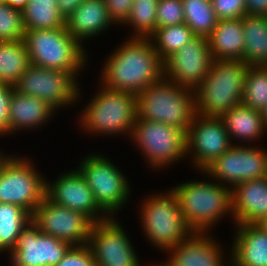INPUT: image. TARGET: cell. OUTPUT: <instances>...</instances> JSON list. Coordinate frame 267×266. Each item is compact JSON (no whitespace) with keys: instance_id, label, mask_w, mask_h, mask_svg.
Segmentation results:
<instances>
[{"instance_id":"484cf974","label":"cell","mask_w":267,"mask_h":266,"mask_svg":"<svg viewBox=\"0 0 267 266\" xmlns=\"http://www.w3.org/2000/svg\"><path fill=\"white\" fill-rule=\"evenodd\" d=\"M244 61L249 66H267V16L242 17Z\"/></svg>"},{"instance_id":"8d00e7d4","label":"cell","mask_w":267,"mask_h":266,"mask_svg":"<svg viewBox=\"0 0 267 266\" xmlns=\"http://www.w3.org/2000/svg\"><path fill=\"white\" fill-rule=\"evenodd\" d=\"M218 20L242 18L247 15L245 0H211Z\"/></svg>"},{"instance_id":"d590c367","label":"cell","mask_w":267,"mask_h":266,"mask_svg":"<svg viewBox=\"0 0 267 266\" xmlns=\"http://www.w3.org/2000/svg\"><path fill=\"white\" fill-rule=\"evenodd\" d=\"M56 266H97L90 247L71 246L63 259Z\"/></svg>"},{"instance_id":"4fadbf2b","label":"cell","mask_w":267,"mask_h":266,"mask_svg":"<svg viewBox=\"0 0 267 266\" xmlns=\"http://www.w3.org/2000/svg\"><path fill=\"white\" fill-rule=\"evenodd\" d=\"M31 221L45 234L71 246L88 244L94 222L81 212L51 202L46 196L35 208Z\"/></svg>"},{"instance_id":"d4e9b609","label":"cell","mask_w":267,"mask_h":266,"mask_svg":"<svg viewBox=\"0 0 267 266\" xmlns=\"http://www.w3.org/2000/svg\"><path fill=\"white\" fill-rule=\"evenodd\" d=\"M207 40L213 59L244 60L242 18L218 20Z\"/></svg>"},{"instance_id":"4316f807","label":"cell","mask_w":267,"mask_h":266,"mask_svg":"<svg viewBox=\"0 0 267 266\" xmlns=\"http://www.w3.org/2000/svg\"><path fill=\"white\" fill-rule=\"evenodd\" d=\"M30 65L24 39L0 41V84L15 86Z\"/></svg>"},{"instance_id":"5b68a950","label":"cell","mask_w":267,"mask_h":266,"mask_svg":"<svg viewBox=\"0 0 267 266\" xmlns=\"http://www.w3.org/2000/svg\"><path fill=\"white\" fill-rule=\"evenodd\" d=\"M195 114L194 90L164 77L137 95V118L143 120L164 123L187 133Z\"/></svg>"},{"instance_id":"5bb4252c","label":"cell","mask_w":267,"mask_h":266,"mask_svg":"<svg viewBox=\"0 0 267 266\" xmlns=\"http://www.w3.org/2000/svg\"><path fill=\"white\" fill-rule=\"evenodd\" d=\"M117 218L93 224L88 246L97 266H142L126 230Z\"/></svg>"},{"instance_id":"f6af8a7d","label":"cell","mask_w":267,"mask_h":266,"mask_svg":"<svg viewBox=\"0 0 267 266\" xmlns=\"http://www.w3.org/2000/svg\"><path fill=\"white\" fill-rule=\"evenodd\" d=\"M5 154V155H4ZM8 154L6 153H3L1 150H0V164L3 162V160L5 159V157L7 156Z\"/></svg>"},{"instance_id":"60d3db41","label":"cell","mask_w":267,"mask_h":266,"mask_svg":"<svg viewBox=\"0 0 267 266\" xmlns=\"http://www.w3.org/2000/svg\"><path fill=\"white\" fill-rule=\"evenodd\" d=\"M84 0H57L59 12L68 17Z\"/></svg>"},{"instance_id":"ba28073f","label":"cell","mask_w":267,"mask_h":266,"mask_svg":"<svg viewBox=\"0 0 267 266\" xmlns=\"http://www.w3.org/2000/svg\"><path fill=\"white\" fill-rule=\"evenodd\" d=\"M129 139L154 171L165 170L187 156L186 132L164 123L136 118Z\"/></svg>"},{"instance_id":"7a4b0ae2","label":"cell","mask_w":267,"mask_h":266,"mask_svg":"<svg viewBox=\"0 0 267 266\" xmlns=\"http://www.w3.org/2000/svg\"><path fill=\"white\" fill-rule=\"evenodd\" d=\"M207 176L208 181L191 180L171 188L187 226L197 233H210L222 218H232L231 189Z\"/></svg>"},{"instance_id":"83f0119b","label":"cell","mask_w":267,"mask_h":266,"mask_svg":"<svg viewBox=\"0 0 267 266\" xmlns=\"http://www.w3.org/2000/svg\"><path fill=\"white\" fill-rule=\"evenodd\" d=\"M22 16L26 30L65 27V17L59 12L57 0H29Z\"/></svg>"},{"instance_id":"9c48e42d","label":"cell","mask_w":267,"mask_h":266,"mask_svg":"<svg viewBox=\"0 0 267 266\" xmlns=\"http://www.w3.org/2000/svg\"><path fill=\"white\" fill-rule=\"evenodd\" d=\"M80 160L78 171L94 194L99 207L109 216L117 217L130 200L131 190L127 176L109 160L98 153L87 154Z\"/></svg>"},{"instance_id":"f1b7e54d","label":"cell","mask_w":267,"mask_h":266,"mask_svg":"<svg viewBox=\"0 0 267 266\" xmlns=\"http://www.w3.org/2000/svg\"><path fill=\"white\" fill-rule=\"evenodd\" d=\"M31 221V214L18 205L0 203V254L10 252L17 237Z\"/></svg>"},{"instance_id":"b9f144b4","label":"cell","mask_w":267,"mask_h":266,"mask_svg":"<svg viewBox=\"0 0 267 266\" xmlns=\"http://www.w3.org/2000/svg\"><path fill=\"white\" fill-rule=\"evenodd\" d=\"M29 0H3V2L7 3L14 9L22 11L27 5Z\"/></svg>"},{"instance_id":"8992f818","label":"cell","mask_w":267,"mask_h":266,"mask_svg":"<svg viewBox=\"0 0 267 266\" xmlns=\"http://www.w3.org/2000/svg\"><path fill=\"white\" fill-rule=\"evenodd\" d=\"M24 41L30 64L77 75L88 64L85 44L75 40L66 27L26 30Z\"/></svg>"},{"instance_id":"e0dca14e","label":"cell","mask_w":267,"mask_h":266,"mask_svg":"<svg viewBox=\"0 0 267 266\" xmlns=\"http://www.w3.org/2000/svg\"><path fill=\"white\" fill-rule=\"evenodd\" d=\"M70 247L69 243L42 233L30 221L8 254L9 266H56Z\"/></svg>"},{"instance_id":"4dcf8cb0","label":"cell","mask_w":267,"mask_h":266,"mask_svg":"<svg viewBox=\"0 0 267 266\" xmlns=\"http://www.w3.org/2000/svg\"><path fill=\"white\" fill-rule=\"evenodd\" d=\"M195 37L185 23L158 28L150 37L160 59L164 62L173 53L180 50Z\"/></svg>"},{"instance_id":"f546056e","label":"cell","mask_w":267,"mask_h":266,"mask_svg":"<svg viewBox=\"0 0 267 266\" xmlns=\"http://www.w3.org/2000/svg\"><path fill=\"white\" fill-rule=\"evenodd\" d=\"M182 3L184 23L195 36L208 38L218 23L211 0H182Z\"/></svg>"},{"instance_id":"6da1fadb","label":"cell","mask_w":267,"mask_h":266,"mask_svg":"<svg viewBox=\"0 0 267 266\" xmlns=\"http://www.w3.org/2000/svg\"><path fill=\"white\" fill-rule=\"evenodd\" d=\"M123 43L102 65L99 84L107 89L138 95L164 77V64L150 38L126 37Z\"/></svg>"},{"instance_id":"e575fe53","label":"cell","mask_w":267,"mask_h":266,"mask_svg":"<svg viewBox=\"0 0 267 266\" xmlns=\"http://www.w3.org/2000/svg\"><path fill=\"white\" fill-rule=\"evenodd\" d=\"M184 23L182 0H158L156 27L163 28Z\"/></svg>"},{"instance_id":"603a6c76","label":"cell","mask_w":267,"mask_h":266,"mask_svg":"<svg viewBox=\"0 0 267 266\" xmlns=\"http://www.w3.org/2000/svg\"><path fill=\"white\" fill-rule=\"evenodd\" d=\"M56 110L39 98L13 90L9 108L10 134L45 126Z\"/></svg>"},{"instance_id":"ffe728a7","label":"cell","mask_w":267,"mask_h":266,"mask_svg":"<svg viewBox=\"0 0 267 266\" xmlns=\"http://www.w3.org/2000/svg\"><path fill=\"white\" fill-rule=\"evenodd\" d=\"M232 219L236 224H256L267 216L266 177L241 182L231 190Z\"/></svg>"},{"instance_id":"74e56055","label":"cell","mask_w":267,"mask_h":266,"mask_svg":"<svg viewBox=\"0 0 267 266\" xmlns=\"http://www.w3.org/2000/svg\"><path fill=\"white\" fill-rule=\"evenodd\" d=\"M14 86L0 84V136L10 135L9 108Z\"/></svg>"},{"instance_id":"cb8c5ba5","label":"cell","mask_w":267,"mask_h":266,"mask_svg":"<svg viewBox=\"0 0 267 266\" xmlns=\"http://www.w3.org/2000/svg\"><path fill=\"white\" fill-rule=\"evenodd\" d=\"M225 128L229 133L231 142L238 140L237 145H253L262 139L263 134H267L264 125L262 111L252 109L244 104H239L231 108L222 117ZM242 142V143H241Z\"/></svg>"},{"instance_id":"ab89813d","label":"cell","mask_w":267,"mask_h":266,"mask_svg":"<svg viewBox=\"0 0 267 266\" xmlns=\"http://www.w3.org/2000/svg\"><path fill=\"white\" fill-rule=\"evenodd\" d=\"M247 15L267 16V0H245Z\"/></svg>"},{"instance_id":"7bdbcfd3","label":"cell","mask_w":267,"mask_h":266,"mask_svg":"<svg viewBox=\"0 0 267 266\" xmlns=\"http://www.w3.org/2000/svg\"><path fill=\"white\" fill-rule=\"evenodd\" d=\"M263 231L267 232V216L262 218L258 223H256Z\"/></svg>"},{"instance_id":"ee69618b","label":"cell","mask_w":267,"mask_h":266,"mask_svg":"<svg viewBox=\"0 0 267 266\" xmlns=\"http://www.w3.org/2000/svg\"><path fill=\"white\" fill-rule=\"evenodd\" d=\"M262 117L264 120L265 128L267 129V104H266L265 108L262 110Z\"/></svg>"},{"instance_id":"d6986e66","label":"cell","mask_w":267,"mask_h":266,"mask_svg":"<svg viewBox=\"0 0 267 266\" xmlns=\"http://www.w3.org/2000/svg\"><path fill=\"white\" fill-rule=\"evenodd\" d=\"M211 233L193 232L186 240L166 251L170 255L164 263L167 266H231V254L227 255V260L224 248L213 234L210 236Z\"/></svg>"},{"instance_id":"836d02e7","label":"cell","mask_w":267,"mask_h":266,"mask_svg":"<svg viewBox=\"0 0 267 266\" xmlns=\"http://www.w3.org/2000/svg\"><path fill=\"white\" fill-rule=\"evenodd\" d=\"M25 33L22 11L0 1V41H18Z\"/></svg>"},{"instance_id":"2e32d148","label":"cell","mask_w":267,"mask_h":266,"mask_svg":"<svg viewBox=\"0 0 267 266\" xmlns=\"http://www.w3.org/2000/svg\"><path fill=\"white\" fill-rule=\"evenodd\" d=\"M213 57L208 40L195 36L164 62V78L195 90L209 73Z\"/></svg>"},{"instance_id":"d6a6232c","label":"cell","mask_w":267,"mask_h":266,"mask_svg":"<svg viewBox=\"0 0 267 266\" xmlns=\"http://www.w3.org/2000/svg\"><path fill=\"white\" fill-rule=\"evenodd\" d=\"M242 104L262 111L267 104V66H249Z\"/></svg>"},{"instance_id":"52a82bcc","label":"cell","mask_w":267,"mask_h":266,"mask_svg":"<svg viewBox=\"0 0 267 266\" xmlns=\"http://www.w3.org/2000/svg\"><path fill=\"white\" fill-rule=\"evenodd\" d=\"M164 193L144 197L139 220L150 245L166 252L186 240L193 231L187 226L181 213L177 195L172 189ZM141 218V219H140Z\"/></svg>"},{"instance_id":"ac0fdd59","label":"cell","mask_w":267,"mask_h":266,"mask_svg":"<svg viewBox=\"0 0 267 266\" xmlns=\"http://www.w3.org/2000/svg\"><path fill=\"white\" fill-rule=\"evenodd\" d=\"M45 196L53 203L83 213L94 223L110 218L97 204L93 192L77 168L62 172L53 183L46 180Z\"/></svg>"},{"instance_id":"f35d334b","label":"cell","mask_w":267,"mask_h":266,"mask_svg":"<svg viewBox=\"0 0 267 266\" xmlns=\"http://www.w3.org/2000/svg\"><path fill=\"white\" fill-rule=\"evenodd\" d=\"M134 0H104L107 12L114 24H124Z\"/></svg>"},{"instance_id":"7402d4cb","label":"cell","mask_w":267,"mask_h":266,"mask_svg":"<svg viewBox=\"0 0 267 266\" xmlns=\"http://www.w3.org/2000/svg\"><path fill=\"white\" fill-rule=\"evenodd\" d=\"M231 266H267V232L256 224H236Z\"/></svg>"},{"instance_id":"30bf717a","label":"cell","mask_w":267,"mask_h":266,"mask_svg":"<svg viewBox=\"0 0 267 266\" xmlns=\"http://www.w3.org/2000/svg\"><path fill=\"white\" fill-rule=\"evenodd\" d=\"M16 156L9 154L0 164V203L18 205L32 215L45 198L46 176L31 158Z\"/></svg>"},{"instance_id":"1f68e13d","label":"cell","mask_w":267,"mask_h":266,"mask_svg":"<svg viewBox=\"0 0 267 266\" xmlns=\"http://www.w3.org/2000/svg\"><path fill=\"white\" fill-rule=\"evenodd\" d=\"M158 0H134L128 19L124 23L133 29L128 38H150L156 31Z\"/></svg>"},{"instance_id":"9a60e30c","label":"cell","mask_w":267,"mask_h":266,"mask_svg":"<svg viewBox=\"0 0 267 266\" xmlns=\"http://www.w3.org/2000/svg\"><path fill=\"white\" fill-rule=\"evenodd\" d=\"M186 144L187 157L198 171H203L233 145L221 117L197 113L186 133Z\"/></svg>"},{"instance_id":"bcb514c9","label":"cell","mask_w":267,"mask_h":266,"mask_svg":"<svg viewBox=\"0 0 267 266\" xmlns=\"http://www.w3.org/2000/svg\"><path fill=\"white\" fill-rule=\"evenodd\" d=\"M152 266H167L165 263H164V261L163 262H161V264H160V262H157V264H151ZM151 265H149V266H151Z\"/></svg>"},{"instance_id":"3957f363","label":"cell","mask_w":267,"mask_h":266,"mask_svg":"<svg viewBox=\"0 0 267 266\" xmlns=\"http://www.w3.org/2000/svg\"><path fill=\"white\" fill-rule=\"evenodd\" d=\"M248 67L244 60L214 59L209 73L194 90L196 113L222 117L241 104Z\"/></svg>"},{"instance_id":"8fae6325","label":"cell","mask_w":267,"mask_h":266,"mask_svg":"<svg viewBox=\"0 0 267 266\" xmlns=\"http://www.w3.org/2000/svg\"><path fill=\"white\" fill-rule=\"evenodd\" d=\"M78 75L31 64L14 86L20 94L41 99L57 110L75 106L81 95Z\"/></svg>"},{"instance_id":"44dd1931","label":"cell","mask_w":267,"mask_h":266,"mask_svg":"<svg viewBox=\"0 0 267 266\" xmlns=\"http://www.w3.org/2000/svg\"><path fill=\"white\" fill-rule=\"evenodd\" d=\"M114 22L108 15L104 0H84L65 19V27L81 45L106 32Z\"/></svg>"},{"instance_id":"7c38bea8","label":"cell","mask_w":267,"mask_h":266,"mask_svg":"<svg viewBox=\"0 0 267 266\" xmlns=\"http://www.w3.org/2000/svg\"><path fill=\"white\" fill-rule=\"evenodd\" d=\"M199 172L209 175L210 179L232 190L241 182L266 177L267 150L255 144L253 147L234 143L220 157Z\"/></svg>"},{"instance_id":"277c9868","label":"cell","mask_w":267,"mask_h":266,"mask_svg":"<svg viewBox=\"0 0 267 266\" xmlns=\"http://www.w3.org/2000/svg\"><path fill=\"white\" fill-rule=\"evenodd\" d=\"M92 96L80 111L78 123L82 131L97 136L126 134L130 138L137 118V95L107 89L101 84Z\"/></svg>"}]
</instances>
